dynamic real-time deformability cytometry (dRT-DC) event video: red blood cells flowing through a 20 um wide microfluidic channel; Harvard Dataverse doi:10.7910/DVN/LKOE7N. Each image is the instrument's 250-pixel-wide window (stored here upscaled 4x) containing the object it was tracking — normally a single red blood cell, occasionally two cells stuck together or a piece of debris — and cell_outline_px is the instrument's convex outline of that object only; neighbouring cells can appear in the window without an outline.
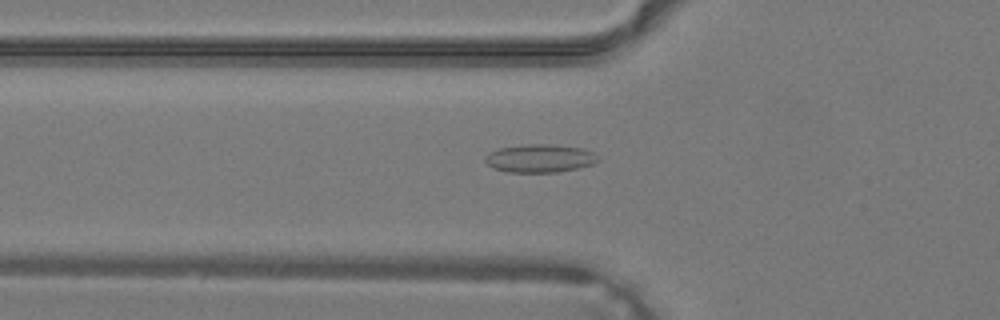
{"species": "common noctule bat (a hibernating species)", "species_latin": "Nyctalus noctula", "temperature_condition": "warm", "stored_images_in_passage": 28, "camera_frame_rate_fps": 3000, "um_per_image_px": 0.085, "animal": {"sex": "male", "body_mass_g": 19.2, "forearm_length_mm": 51.8}, "frame": {"image": 1, "passage_image": 5, "time_ms": 1.333, "image_size_px": [1000, 320], "cell_outline_px": [[600, 160], [592, 164], [560, 172], [508, 172], [492, 168], [484, 160], [484, 156], [488, 152], [500, 148], [528, 144], [548, 144], [580, 148], [592, 152], [600, 156]], "centroid_in_image_um": [45.86, 13.46], "position_along_channel_um": 79.9, "area_um2": 18.5}}
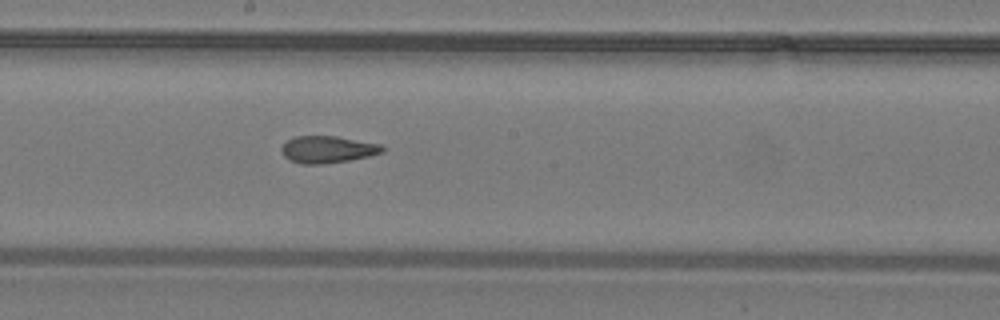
{"frame": {"image": 2, "passage_image": 13, "time_ms": 4.0, "image_size_px": [1000, 320], "cell_outline_px": [[384, 152], [368, 156], [348, 160], [320, 164], [300, 164], [284, 156], [280, 152], [280, 148], [288, 140], [296, 136], [336, 136], [380, 144], [384, 148]], "centroid_in_image_um": [27.83, 12.7], "position_along_channel_um": 220.4, "area_um2": 15.72}}
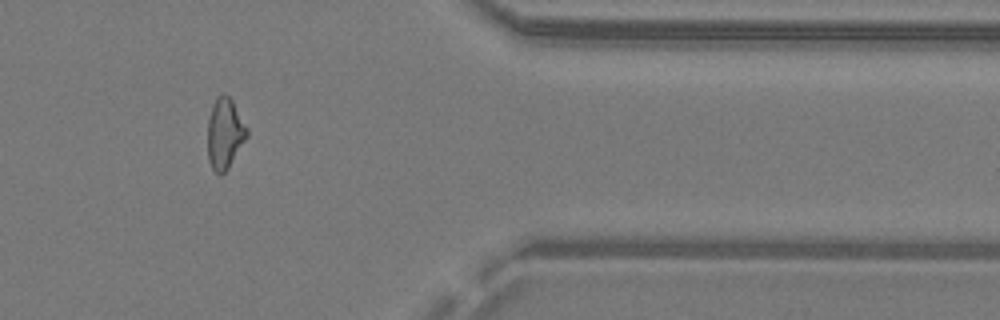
{"frame": {"image": 3, "passage_image": 24, "time_ms": 7.667, "image_size_px": [1000, 320], "cell_outline_px": [[248, 136], [228, 168], [220, 176], [212, 168], [208, 160], [208, 120], [212, 104], [216, 96], [224, 92], [232, 100], [248, 128]], "centroid_in_image_um": [19.11, 11.32], "position_along_channel_um": 392.3, "area_um2": 16.3}}